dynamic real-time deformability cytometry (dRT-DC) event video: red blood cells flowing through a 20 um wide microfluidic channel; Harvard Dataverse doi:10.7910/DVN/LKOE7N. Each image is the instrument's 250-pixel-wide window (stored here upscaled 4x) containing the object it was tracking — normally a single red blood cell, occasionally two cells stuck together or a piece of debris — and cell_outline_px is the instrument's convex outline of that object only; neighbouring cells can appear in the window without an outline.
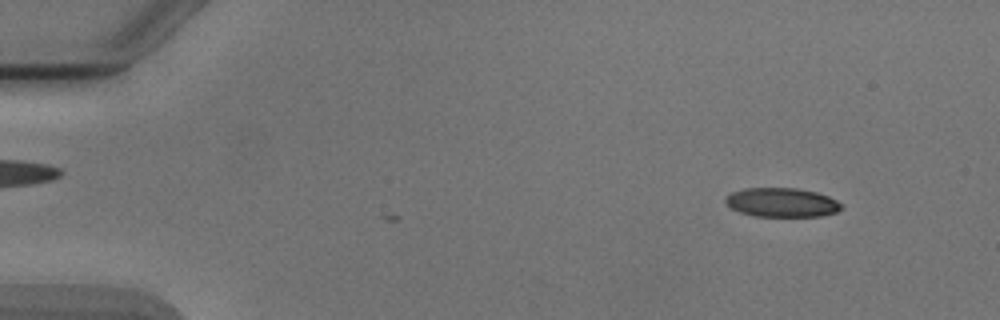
{"species": "Egyptian fruit bat (a non-hibernating species)", "species_latin": "Rousettus aegyptiacus", "temperature_condition": "cold", "stored_images_in_passage": 2, "camera_frame_rate_fps": 3000, "um_per_image_px": 0.085, "animal": {"sex": "male"}, "frame": {"image": 1, "passage_image": 2, "time_ms": 2.0, "image_size_px": [1000, 320], "cell_outline_px": [[844, 204], [836, 212], [820, 216], [756, 216], [740, 212], [732, 208], [724, 200], [724, 196], [732, 192], [744, 188], [796, 188], [816, 192], [828, 196]], "centroid_in_image_um": [66.44, 17.2], "position_along_channel_um": 18.6, "area_um2": 19.59}}